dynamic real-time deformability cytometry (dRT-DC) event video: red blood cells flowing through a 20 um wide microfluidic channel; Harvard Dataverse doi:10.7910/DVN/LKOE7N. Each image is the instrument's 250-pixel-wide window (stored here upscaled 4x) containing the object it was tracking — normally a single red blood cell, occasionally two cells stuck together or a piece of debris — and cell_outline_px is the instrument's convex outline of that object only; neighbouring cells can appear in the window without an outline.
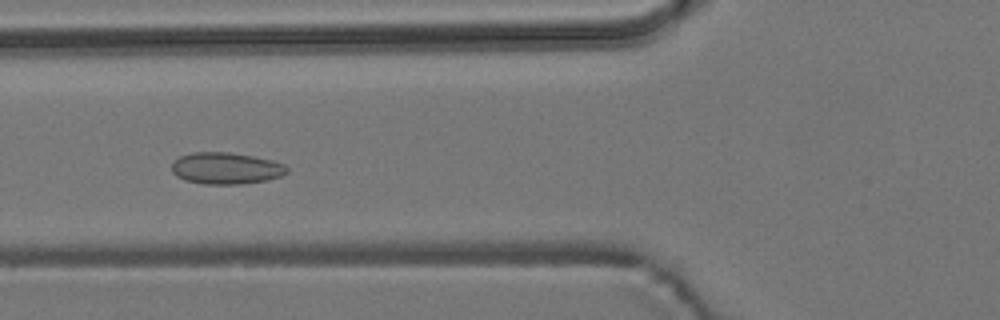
{"species": "common noctule bat (a hibernating species)", "species_latin": "Nyctalus noctula", "temperature_condition": "room temperature", "stored_images_in_passage": 44, "camera_frame_rate_fps": 3000, "um_per_image_px": 0.085, "animal": {"sex": "male", "body_mass_g": 19.2, "forearm_length_mm": 51.8}, "frame": {"image": 1, "passage_image": 10, "time_ms": 3.0, "image_size_px": [1000, 320], "cell_outline_px": [[288, 172], [280, 176], [268, 180], [240, 184], [204, 184], [184, 180], [176, 176], [172, 172], [172, 164], [180, 156], [192, 152], [228, 152], [252, 156], [272, 160], [284, 164], [288, 168]], "centroid_in_image_um": [19.21, 14.31], "position_along_channel_um": 106.6, "area_um2": 21.27}}
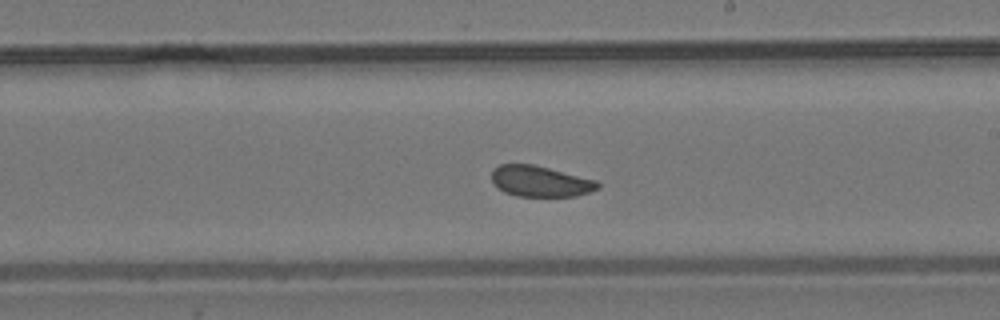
{"frame": {"image": 2, "passage_image": 21, "time_ms": 6.667, "image_size_px": [1000, 320], "cell_outline_px": [[600, 188], [576, 196], [516, 196], [504, 192], [492, 180], [492, 168], [500, 164], [532, 164], [596, 180], [600, 184]], "centroid_in_image_um": [45.92, 15.41], "position_along_channel_um": 243.1, "area_um2": 18.9}}
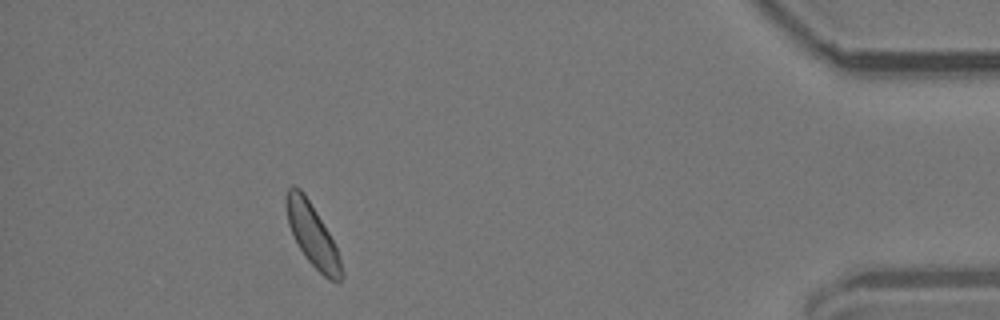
{"frame": {"image": 3, "passage_image": 39, "time_ms": 12.667, "image_size_px": [1000, 320], "cell_outline_px": [[344, 276], [340, 280], [328, 280], [304, 256], [288, 224], [284, 200], [288, 188], [292, 184], [300, 188], [304, 192], [328, 232], [340, 256], [344, 272]], "centroid_in_image_um": [26.54, 19.95], "position_along_channel_um": 408.7, "area_um2": 19.88}, "authors_computed_cell_mechanics": {"area_um2": 19.941, "velocity_mm_per_s": 3.7194, "shape_relaxation_time_tau1_ms": null, "shape_relaxation_time_tau2_ms": 2.4352, "deformation_change_tau1": null, "deformation_change_tau2": 0.0731}}